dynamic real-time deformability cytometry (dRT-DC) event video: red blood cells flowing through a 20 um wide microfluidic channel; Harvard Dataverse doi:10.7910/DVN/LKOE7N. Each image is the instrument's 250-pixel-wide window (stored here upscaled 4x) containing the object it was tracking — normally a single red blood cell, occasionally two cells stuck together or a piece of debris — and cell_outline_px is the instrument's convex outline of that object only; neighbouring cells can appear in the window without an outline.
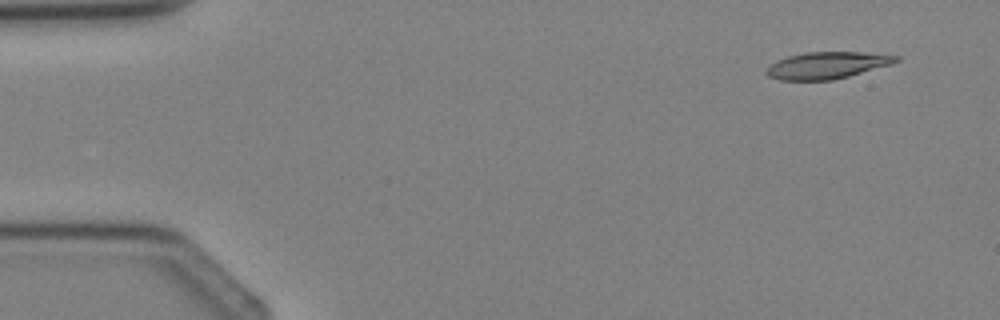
{"species": "Egyptian fruit bat (a non-hibernating species)", "species_latin": "Rousettus aegyptiacus", "temperature_condition": "cold", "stored_images_in_passage": 4, "segment_of_instrument_passage": [1, 2], "camera_frame_rate_fps": 3000, "um_per_image_px": 0.085, "animal": {"sex": "female"}, "frame": {"image": 1, "passage_image": 1, "time_ms": 0.0, "image_size_px": [1000, 320], "cell_outline_px": [[900, 60], [892, 64], [848, 76], [832, 80], [780, 80], [768, 76], [764, 72], [764, 68], [768, 64], [776, 60], [788, 56], [804, 52], [864, 52], [900, 56]], "centroid_in_image_um": [70.24, 5.54], "position_along_channel_um": 14.8, "area_um2": 20.46}}
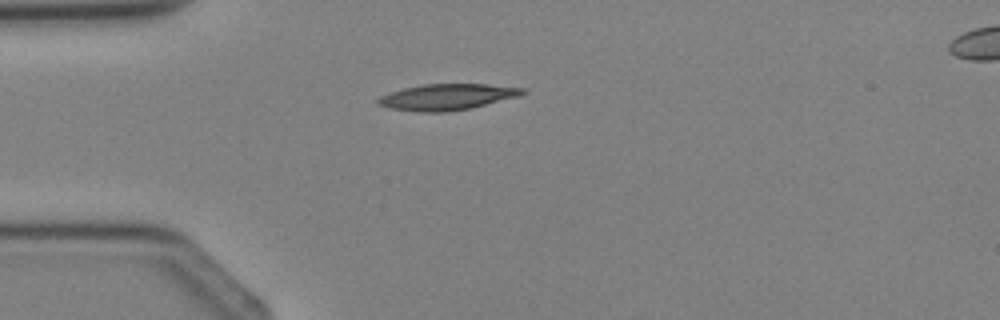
{"frame": {"image": 2, "passage_image": 3, "time_ms": 2.333, "image_size_px": [1000, 320], "cell_outline_px": [[528, 92], [516, 96], [472, 108], [444, 112], [416, 112], [388, 108], [376, 104], [376, 100], [380, 96], [404, 88], [424, 84], [488, 84], [528, 88]], "centroid_in_image_um": [37.99, 8.24], "position_along_channel_um": 47.0, "area_um2": 22.02}}